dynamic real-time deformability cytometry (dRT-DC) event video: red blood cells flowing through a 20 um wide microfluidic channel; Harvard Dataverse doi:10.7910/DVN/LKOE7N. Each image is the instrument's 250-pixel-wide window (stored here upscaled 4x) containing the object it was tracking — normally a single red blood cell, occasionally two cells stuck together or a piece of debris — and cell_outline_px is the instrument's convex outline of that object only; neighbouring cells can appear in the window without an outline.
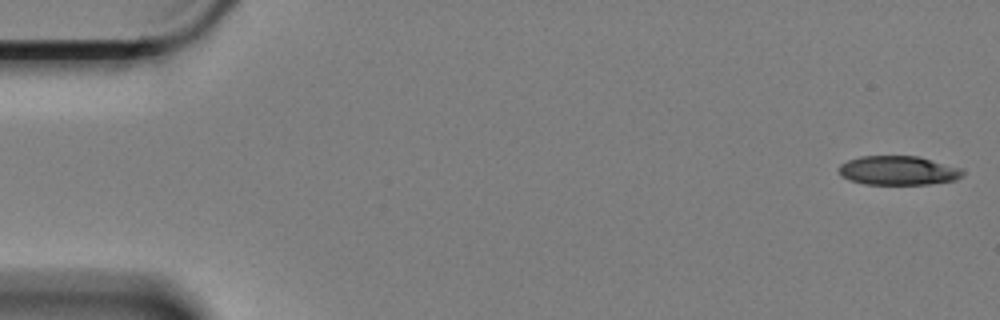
{"species": "Egyptian fruit bat (a non-hibernating species)", "species_latin": "Rousettus aegyptiacus", "temperature_condition": "cold", "stored_images_in_passage": 55, "camera_frame_rate_fps": 3000, "um_per_image_px": 0.085, "animal": {"sex": "female"}, "frame": {"image": 1, "passage_image": 1, "time_ms": 0.0, "image_size_px": [1000, 320], "cell_outline_px": [[964, 176], [956, 180], [928, 184], [864, 184], [840, 176], [836, 168], [840, 164], [848, 160], [860, 156], [920, 156], [964, 168]], "centroid_in_image_um": [76.38, 14.48], "position_along_channel_um": 8.6, "area_um2": 21.39}}
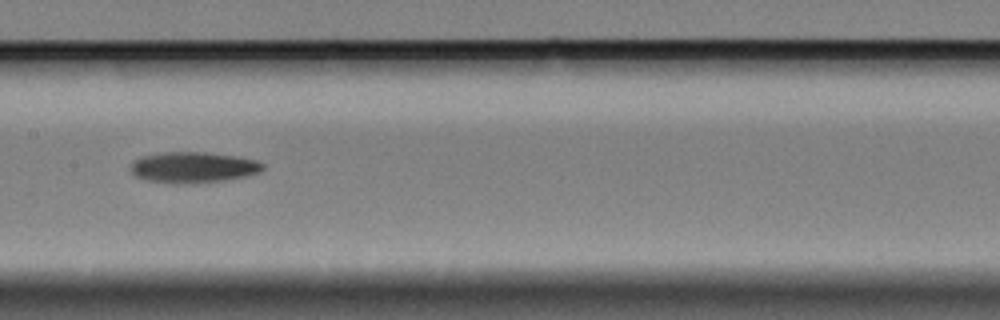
{"frame": {"image": 2, "passage_image": 29, "time_ms": 9.333, "image_size_px": [1000, 320], "cell_outline_px": [[264, 168], [260, 172], [244, 176], [220, 180], [180, 184], [172, 184], [148, 180], [136, 176], [128, 168], [132, 160], [144, 156], [160, 152], [204, 152], [236, 156], [256, 160], [264, 164]], "centroid_in_image_um": [16.37, 14.21], "position_along_channel_um": 191.0, "area_um2": 23.7}}
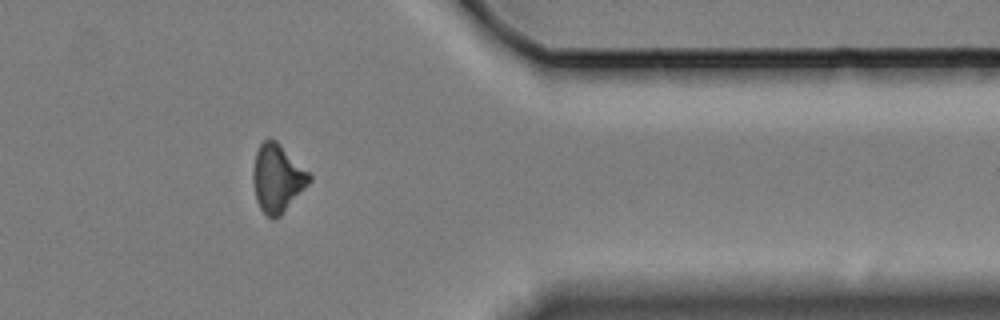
{"frame": {"image": 3, "passage_image": 48, "time_ms": 15.667, "image_size_px": [1000, 320], "cell_outline_px": [[312, 180], [280, 216], [276, 220], [272, 220], [260, 208], [256, 200], [252, 180], [252, 172], [256, 152], [260, 144], [268, 136], [276, 140], [312, 176]], "centroid_in_image_um": [23.55, 15.15], "position_along_channel_um": 387.8, "area_um2": 22.25}, "authors_computed_cell_mechanics": {"area_um2": 22.7732, "velocity_mm_per_s": 3.3589, "shape_relaxation_time_tau1_ms": 10.202, "shape_relaxation_time_tau2_ms": null, "deformation_change_tau1": 0.1751, "deformation_change_tau2": null}}